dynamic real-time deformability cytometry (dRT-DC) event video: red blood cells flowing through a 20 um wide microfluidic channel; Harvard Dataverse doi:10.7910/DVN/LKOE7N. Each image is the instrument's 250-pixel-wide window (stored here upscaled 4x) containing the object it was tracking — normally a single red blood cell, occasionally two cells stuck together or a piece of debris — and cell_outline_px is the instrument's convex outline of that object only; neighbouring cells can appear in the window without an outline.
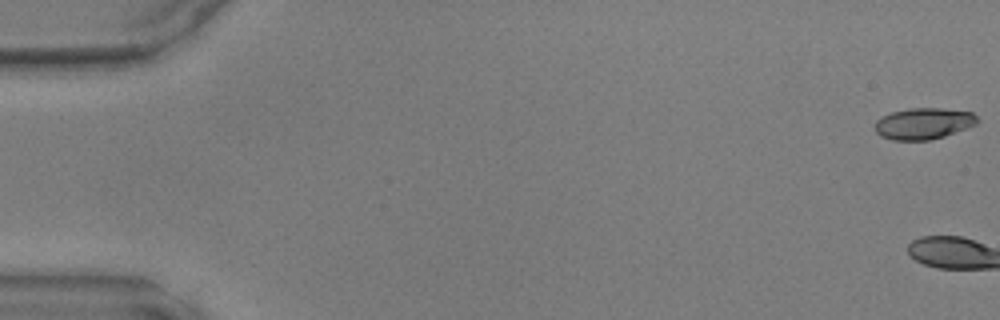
{"species": "common noctule bat (a hibernating species)", "species_latin": "Nyctalus noctula", "temperature_condition": "warm", "stored_images_in_passage": 3, "camera_frame_rate_fps": 3000, "um_per_image_px": 0.085, "animal": {"sex": "male", "body_mass_g": 17.9, "forearm_length_mm": 54.2}, "frame": {"image": 1, "passage_image": 1, "time_ms": 0.0, "image_size_px": [1000, 320], "cell_outline_px": [[980, 120], [976, 124], [968, 128], [944, 136], [928, 140], [892, 140], [880, 136], [876, 132], [876, 120], [892, 112], [908, 108], [940, 108], [972, 112]], "centroid_in_image_um": [78.52, 10.5], "position_along_channel_um": 6.5, "area_um2": 18.67}}